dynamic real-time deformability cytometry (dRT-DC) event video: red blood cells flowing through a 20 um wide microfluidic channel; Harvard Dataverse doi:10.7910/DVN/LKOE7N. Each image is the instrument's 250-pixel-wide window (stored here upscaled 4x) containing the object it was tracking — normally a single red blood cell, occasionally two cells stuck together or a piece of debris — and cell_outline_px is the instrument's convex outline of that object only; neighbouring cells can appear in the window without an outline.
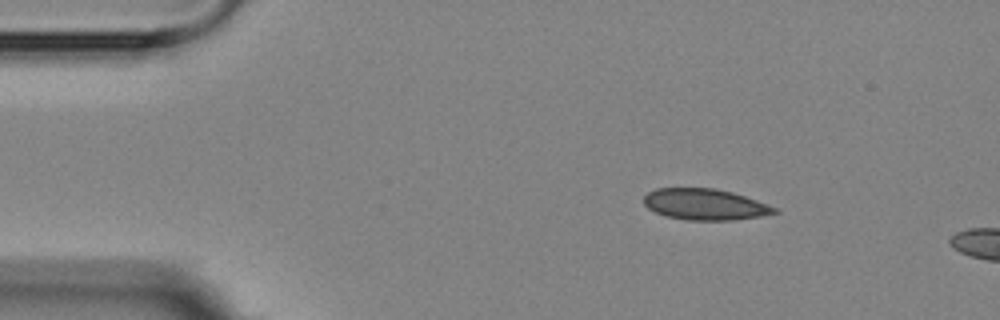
{"species": "Egyptian fruit bat (a non-hibernating species)", "species_latin": "Rousettus aegyptiacus", "temperature_condition": "room temperature", "stored_images_in_passage": 3, "segment_of_instrument_passage": [1, 2], "camera_frame_rate_fps": 3000, "um_per_image_px": 0.085, "animal": {"sex": "female"}, "frame": {"image": 1, "passage_image": 1, "time_ms": 0.0, "image_size_px": [1000, 320], "cell_outline_px": [[780, 212], [760, 216], [732, 220], [684, 220], [668, 216], [656, 212], [648, 208], [644, 204], [644, 196], [648, 192], [656, 188], [716, 188], [732, 192], [768, 204], [776, 208]], "centroid_in_image_um": [59.92, 17.37], "position_along_channel_um": 25.1, "area_um2": 23.64}}